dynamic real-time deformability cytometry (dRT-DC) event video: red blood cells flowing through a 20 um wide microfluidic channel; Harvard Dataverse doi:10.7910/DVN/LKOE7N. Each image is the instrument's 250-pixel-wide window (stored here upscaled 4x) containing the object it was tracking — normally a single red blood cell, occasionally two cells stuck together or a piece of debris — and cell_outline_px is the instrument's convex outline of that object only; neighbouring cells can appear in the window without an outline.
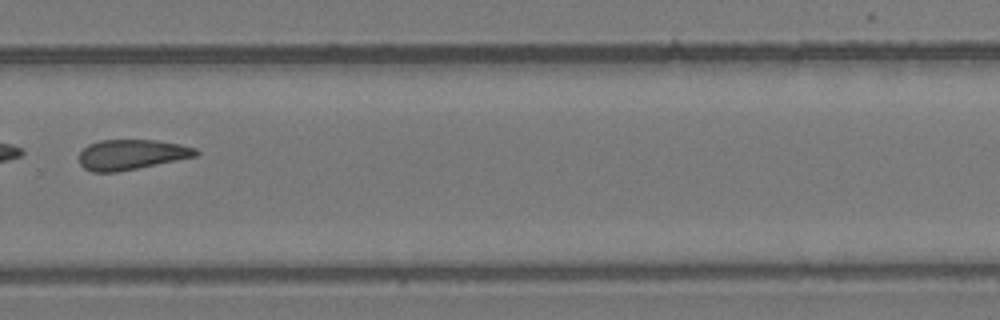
{"species": "common noctule bat (a hibernating species)", "species_latin": "Nyctalus noctula", "temperature_condition": "room temperature", "stored_images_in_passage": 42, "segment_of_instrument_passage": [2, 2], "camera_frame_rate_fps": 3000, "um_per_image_px": 0.085, "animal": {"sex": "female", "body_mass_g": 24.6, "forearm_length_mm": 56.2}, "frame": {"image": 1, "passage_image": 30, "time_ms": 9.667, "image_size_px": [1000, 320], "cell_outline_px": [[200, 152], [196, 156], [116, 172], [92, 172], [84, 168], [80, 164], [80, 152], [88, 144], [100, 140], [156, 140], [180, 144], [196, 148]], "centroid_in_image_um": [11.16, 13.13], "position_along_channel_um": 318.6, "area_um2": 20.35}}